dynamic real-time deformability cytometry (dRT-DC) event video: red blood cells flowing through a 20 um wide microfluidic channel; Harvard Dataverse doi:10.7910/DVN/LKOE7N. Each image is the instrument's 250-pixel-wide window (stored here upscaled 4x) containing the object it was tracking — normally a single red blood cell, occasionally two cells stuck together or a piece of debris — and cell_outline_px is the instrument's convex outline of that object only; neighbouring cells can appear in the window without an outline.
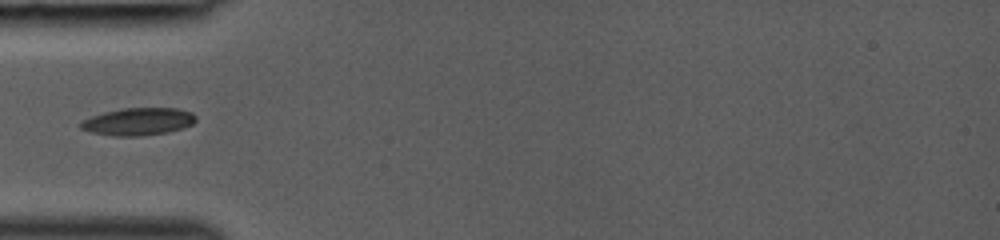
{"species": "common noctule bat (a hibernating species)", "species_latin": "Nyctalus noctula", "temperature_condition": "room temperature", "stored_images_in_passage": 29, "camera_frame_rate_fps": 3000, "um_per_image_px": 0.085, "animal": {"sex": "female", "body_mass_g": 19.0, "forearm_length_mm": 53.3}, "frame": {"image": 1, "passage_image": 1, "time_ms": 0.0, "image_size_px": [1000, 240], "cell_outline_px": [[196, 120], [192, 124], [184, 128], [168, 132], [140, 136], [112, 136], [92, 132], [80, 128], [80, 124], [84, 120], [92, 116], [104, 112], [124, 108], [176, 108], [192, 112], [196, 116]], "centroid_in_image_um": [11.78, 10.33], "position_along_channel_um": 73.2, "area_um2": 18.38}}
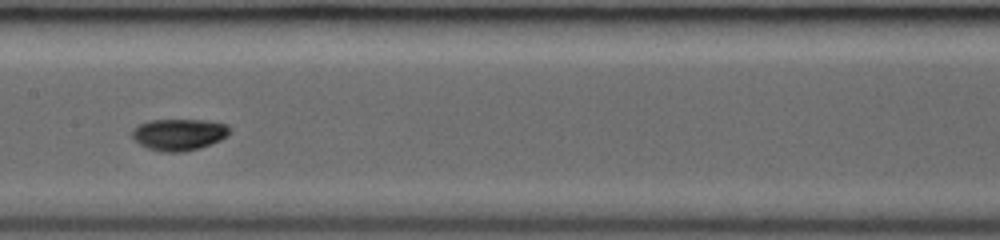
{"frame": {"image": 2, "passage_image": 9, "time_ms": 2.667, "image_size_px": [1000, 240], "cell_outline_px": [[228, 136], [220, 140], [200, 148], [184, 152], [160, 152], [148, 148], [140, 144], [132, 136], [132, 128], [148, 120], [204, 120], [228, 124]], "centroid_in_image_um": [15.2, 11.43], "position_along_channel_um": 192.2, "area_um2": 17.98}}
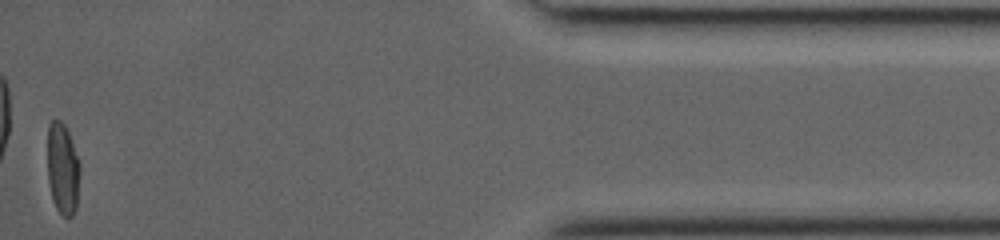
{"frame": {"image": 3, "passage_image": 29, "time_ms": 9.333, "image_size_px": [1000, 240], "cell_outline_px": [[80, 172], [76, 208], [72, 216], [68, 220], [56, 208], [52, 200], [48, 180], [48, 124], [52, 120], [60, 120], [64, 124], [68, 132], [80, 160]], "centroid_in_image_um": [5.34, 14.36], "position_along_channel_um": 429.9, "area_um2": 17.51}}